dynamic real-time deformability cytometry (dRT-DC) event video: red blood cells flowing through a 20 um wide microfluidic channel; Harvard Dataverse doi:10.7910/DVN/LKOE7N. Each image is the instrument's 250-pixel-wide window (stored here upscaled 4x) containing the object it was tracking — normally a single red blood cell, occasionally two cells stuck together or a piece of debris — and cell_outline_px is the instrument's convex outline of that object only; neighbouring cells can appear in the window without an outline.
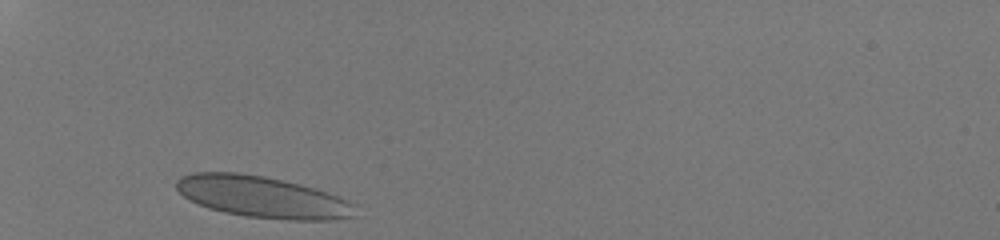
{"species": "human", "species_latin": "Homo sapiens", "temperature_condition": "room temperature", "stored_images_in_passage": 27, "camera_frame_rate_fps": 3000, "um_per_image_px": 0.085, "donor": {"sex": "male"}, "frame": {"image": 1, "passage_image": 1, "time_ms": 0.0, "image_size_px": [1000, 240], "cell_outline_px": [[356, 216], [336, 220], [288, 220], [244, 216], [224, 212], [208, 208], [188, 200], [176, 188], [176, 180], [180, 176], [192, 172], [236, 172], [264, 176], [284, 180], [300, 184], [340, 196], [348, 200], [352, 204]], "centroid_in_image_um": [22.28, 16.74], "position_along_channel_um": 62.7, "area_um2": 43.47}}
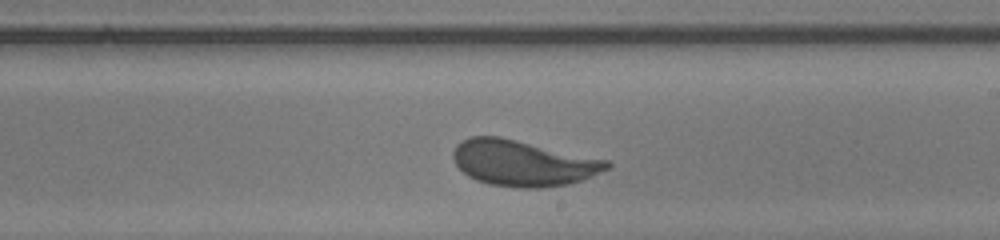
{"frame": {"image": 2, "passage_image": 16, "time_ms": 5.0, "image_size_px": [1000, 240], "cell_outline_px": [[612, 168], [580, 180], [568, 184], [536, 188], [520, 188], [488, 184], [476, 180], [468, 176], [456, 164], [452, 156], [452, 152], [456, 144], [460, 140], [472, 136], [500, 136], [608, 160], [612, 164]], "centroid_in_image_um": [44.44, 13.85], "position_along_channel_um": 244.6, "area_um2": 41.15}}
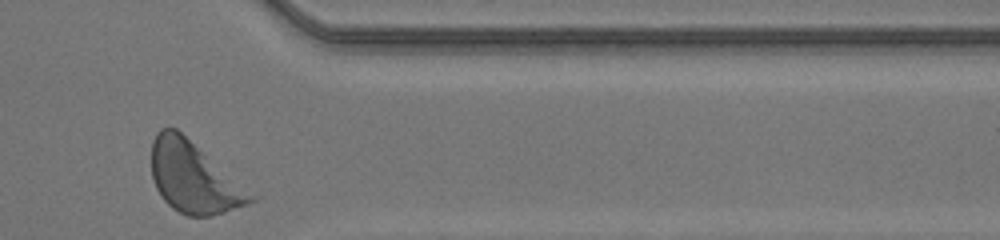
{"frame": {"image": 3, "passage_image": 27, "time_ms": 8.667, "image_size_px": [1000, 240], "cell_outline_px": [[260, 196], [256, 200], [248, 204], [212, 216], [188, 216], [172, 208], [164, 200], [156, 188], [152, 176], [152, 140], [156, 132], [160, 128], [176, 128]], "centroid_in_image_um": [16.52, 15.09], "position_along_channel_um": 394.9, "area_um2": 41.44}, "authors_computed_cell_mechanics": {"area_um2": 40.2288, "velocity_mm_per_s": 4.1686, "shape_relaxation_time_tau1_ms": 3.2165, "shape_relaxation_time_tau2_ms": null, "deformation_change_tau1": 0.1295, "deformation_change_tau2": null}}